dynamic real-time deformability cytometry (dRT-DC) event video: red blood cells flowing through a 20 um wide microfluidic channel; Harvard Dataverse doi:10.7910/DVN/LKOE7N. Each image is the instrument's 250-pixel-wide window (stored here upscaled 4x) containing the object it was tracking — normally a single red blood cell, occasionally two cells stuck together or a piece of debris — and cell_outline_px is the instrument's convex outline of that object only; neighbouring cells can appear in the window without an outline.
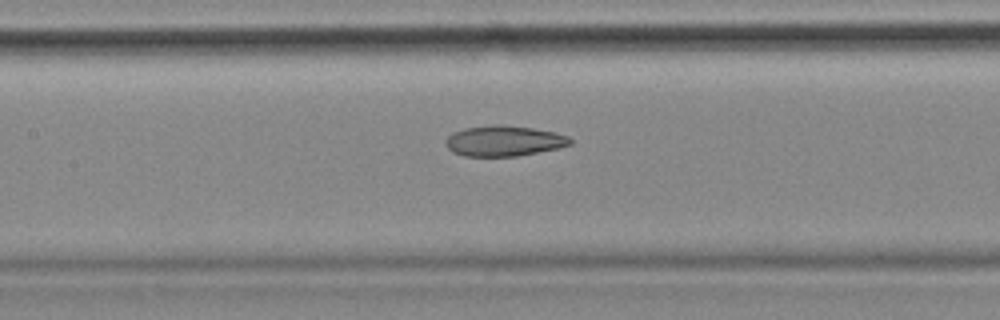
{"species": "common noctule bat (a hibernating species)", "species_latin": "Nyctalus noctula", "temperature_condition": "cold", "stored_images_in_passage": 56, "camera_frame_rate_fps": 3000, "um_per_image_px": 0.085, "animal": {"sex": "female", "body_mass_g": 18.4}, "frame": {"image": 1, "passage_image": 25, "time_ms": 8.0, "image_size_px": [1000, 320], "cell_outline_px": [[572, 144], [560, 148], [516, 156], [464, 156], [452, 152], [444, 144], [444, 140], [452, 132], [464, 128], [496, 124], [532, 128], [556, 132], [568, 136], [572, 140]], "centroid_in_image_um": [42.82, 11.98], "position_along_channel_um": 164.6, "area_um2": 22.31}, "authors_computed_cell_mechanics": {"area_um2": 24.2471, "velocity_mm_per_s": 3.5394, "shape_relaxation_time_tau1_ms": null, "shape_relaxation_time_tau2_ms": 3.6299, "deformation_change_tau1": null, "deformation_change_tau2": 0.1105}}